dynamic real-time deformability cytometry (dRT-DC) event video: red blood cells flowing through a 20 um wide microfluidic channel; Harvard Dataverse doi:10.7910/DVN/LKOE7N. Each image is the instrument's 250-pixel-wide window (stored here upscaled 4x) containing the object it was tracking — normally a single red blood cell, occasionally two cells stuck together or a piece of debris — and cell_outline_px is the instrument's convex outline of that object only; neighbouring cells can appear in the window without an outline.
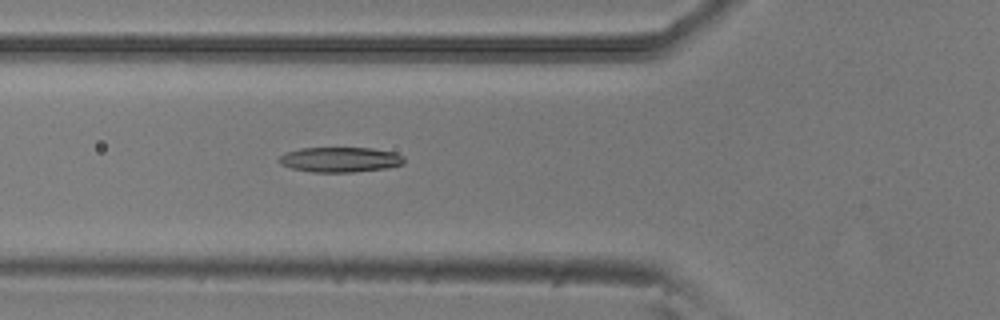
{"species": "common noctule bat (a hibernating species)", "species_latin": "Nyctalus noctula", "temperature_condition": "room temperature", "stored_images_in_passage": 5, "camera_frame_rate_fps": 3000, "um_per_image_px": 0.085, "animal": {"sex": "male", "body_mass_g": 20.5, "forearm_length_mm": 52.5}, "frame": {"image": 1, "passage_image": 5, "time_ms": 1.333, "image_size_px": [1000, 320], "cell_outline_px": [[404, 164], [388, 168], [352, 172], [312, 172], [292, 168], [280, 164], [276, 160], [284, 152], [300, 148], [372, 148], [396, 152], [404, 156]], "centroid_in_image_um": [28.91, 13.56], "position_along_channel_um": 96.9, "area_um2": 18.5}}